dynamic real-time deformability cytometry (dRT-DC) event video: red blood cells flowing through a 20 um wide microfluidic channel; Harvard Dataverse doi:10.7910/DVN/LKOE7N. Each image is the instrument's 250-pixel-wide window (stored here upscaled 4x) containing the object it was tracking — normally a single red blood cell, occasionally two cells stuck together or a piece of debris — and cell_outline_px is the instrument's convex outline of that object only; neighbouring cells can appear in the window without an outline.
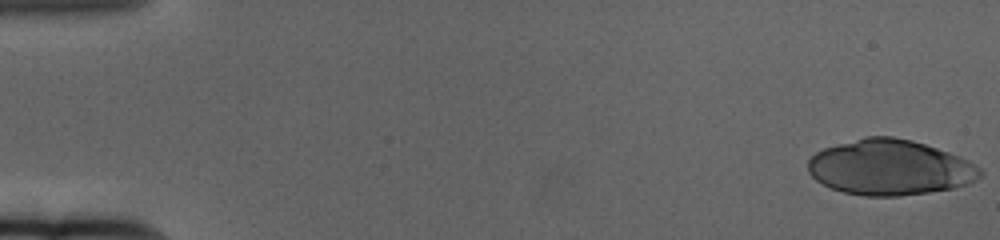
{"species": "human", "species_latin": "Homo sapiens", "temperature_condition": "cold", "stored_images_in_passage": 60, "camera_frame_rate_fps": 3000, "um_per_image_px": 0.085, "donor": {"sex": "female"}, "frame": {"image": 1, "passage_image": 1, "time_ms": 0.0, "image_size_px": [1000, 240], "cell_outline_px": [[984, 172], [976, 180], [968, 184], [952, 188], [928, 192], [900, 196], [864, 196], [844, 192], [832, 188], [816, 180], [808, 172], [808, 160], [816, 152], [824, 148], [836, 144], [864, 136], [892, 136], [912, 140], [960, 156], [968, 160], [980, 168]], "centroid_in_image_um": [75.64, 14.23], "position_along_channel_um": 9.4, "area_um2": 55.6}}
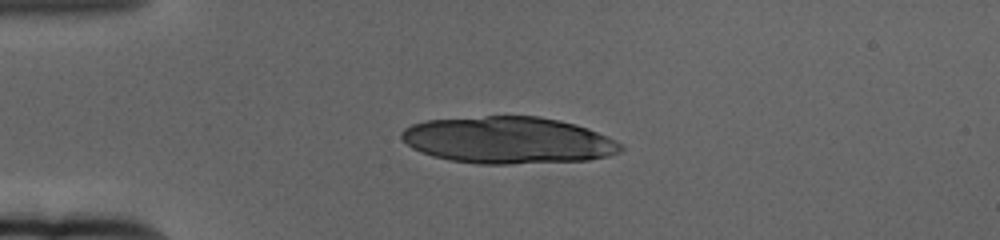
{"frame": {"image": 2, "passage_image": 15, "time_ms": 4.667, "image_size_px": [1000, 240], "cell_outline_px": [[624, 148], [620, 152], [608, 156], [588, 160], [512, 164], [476, 164], [452, 160], [432, 156], [420, 152], [412, 148], [400, 136], [400, 132], [404, 128], [412, 124], [428, 120], [488, 116], [540, 116], [560, 120], [576, 124], [588, 128], [620, 144]], "centroid_in_image_um": [43.17, 11.92], "position_along_channel_um": 41.8, "area_um2": 59.77}}
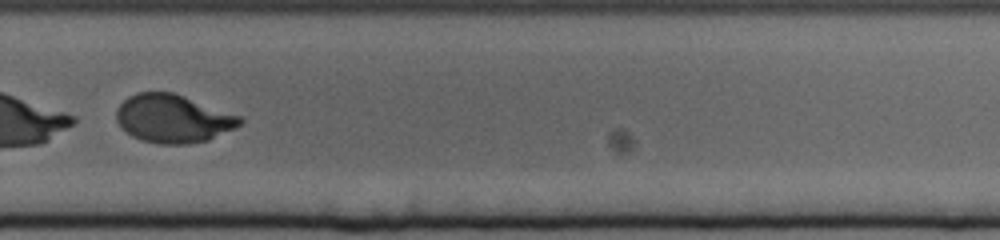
{"frame": {"image": 3, "passage_image": 43, "time_ms": 14.0, "image_size_px": [1000, 240], "cell_outline_px": [[244, 124], [236, 128], [208, 140], [184, 144], [160, 144], [144, 140], [132, 136], [116, 120], [116, 112], [120, 104], [128, 96], [136, 92], [172, 92], [184, 96], [240, 116], [244, 120]], "centroid_in_image_um": [14.73, 10.08], "position_along_channel_um": 315.1, "area_um2": 34.45}}